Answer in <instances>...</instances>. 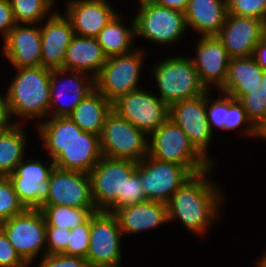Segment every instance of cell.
<instances>
[{"label": "cell", "mask_w": 266, "mask_h": 267, "mask_svg": "<svg viewBox=\"0 0 266 267\" xmlns=\"http://www.w3.org/2000/svg\"><path fill=\"white\" fill-rule=\"evenodd\" d=\"M29 26L16 24L4 40V54L16 68L41 66V28Z\"/></svg>", "instance_id": "obj_22"}, {"label": "cell", "mask_w": 266, "mask_h": 267, "mask_svg": "<svg viewBox=\"0 0 266 267\" xmlns=\"http://www.w3.org/2000/svg\"><path fill=\"white\" fill-rule=\"evenodd\" d=\"M259 265L257 267H266V254L259 260Z\"/></svg>", "instance_id": "obj_49"}, {"label": "cell", "mask_w": 266, "mask_h": 267, "mask_svg": "<svg viewBox=\"0 0 266 267\" xmlns=\"http://www.w3.org/2000/svg\"><path fill=\"white\" fill-rule=\"evenodd\" d=\"M136 170L146 200L164 204L193 176L184 166L162 162L149 155L138 162Z\"/></svg>", "instance_id": "obj_11"}, {"label": "cell", "mask_w": 266, "mask_h": 267, "mask_svg": "<svg viewBox=\"0 0 266 267\" xmlns=\"http://www.w3.org/2000/svg\"><path fill=\"white\" fill-rule=\"evenodd\" d=\"M26 161L22 160L8 178L26 209H40L47 201L49 178L55 164L51 160L49 165L45 167L38 160L28 159Z\"/></svg>", "instance_id": "obj_16"}, {"label": "cell", "mask_w": 266, "mask_h": 267, "mask_svg": "<svg viewBox=\"0 0 266 267\" xmlns=\"http://www.w3.org/2000/svg\"><path fill=\"white\" fill-rule=\"evenodd\" d=\"M248 123L249 126L245 127L243 134L247 136H255L256 127L248 119L247 114L242 104L228 95V112L226 113V130H233L240 127L243 123Z\"/></svg>", "instance_id": "obj_36"}, {"label": "cell", "mask_w": 266, "mask_h": 267, "mask_svg": "<svg viewBox=\"0 0 266 267\" xmlns=\"http://www.w3.org/2000/svg\"><path fill=\"white\" fill-rule=\"evenodd\" d=\"M197 57L191 59L198 71L202 84L209 90V85H215L219 90L224 86L230 57L216 36H201L196 46Z\"/></svg>", "instance_id": "obj_19"}, {"label": "cell", "mask_w": 266, "mask_h": 267, "mask_svg": "<svg viewBox=\"0 0 266 267\" xmlns=\"http://www.w3.org/2000/svg\"><path fill=\"white\" fill-rule=\"evenodd\" d=\"M66 73H68L69 76L67 80L68 82H64V84H62V89L58 90V87L61 85H59L58 79L61 75H65ZM87 76H83V72H76L72 70L69 72V70L63 68L51 70L49 112L52 113V117H69L75 107L95 89V79L90 74ZM63 96H66V98L68 96L70 97V101L68 98L66 99L69 101V105H66L63 101Z\"/></svg>", "instance_id": "obj_18"}, {"label": "cell", "mask_w": 266, "mask_h": 267, "mask_svg": "<svg viewBox=\"0 0 266 267\" xmlns=\"http://www.w3.org/2000/svg\"><path fill=\"white\" fill-rule=\"evenodd\" d=\"M227 14L226 0H189L185 11L186 24L201 36L217 35Z\"/></svg>", "instance_id": "obj_25"}, {"label": "cell", "mask_w": 266, "mask_h": 267, "mask_svg": "<svg viewBox=\"0 0 266 267\" xmlns=\"http://www.w3.org/2000/svg\"><path fill=\"white\" fill-rule=\"evenodd\" d=\"M121 229L114 213L98 210L91 214L90 241L86 260L90 267H120Z\"/></svg>", "instance_id": "obj_8"}, {"label": "cell", "mask_w": 266, "mask_h": 267, "mask_svg": "<svg viewBox=\"0 0 266 267\" xmlns=\"http://www.w3.org/2000/svg\"><path fill=\"white\" fill-rule=\"evenodd\" d=\"M238 101L255 127L266 117V93L263 91L262 85L252 90L251 93L243 95Z\"/></svg>", "instance_id": "obj_33"}, {"label": "cell", "mask_w": 266, "mask_h": 267, "mask_svg": "<svg viewBox=\"0 0 266 267\" xmlns=\"http://www.w3.org/2000/svg\"><path fill=\"white\" fill-rule=\"evenodd\" d=\"M107 58L96 38L74 35L66 51L63 69L84 75L92 71L91 76L95 79Z\"/></svg>", "instance_id": "obj_24"}, {"label": "cell", "mask_w": 266, "mask_h": 267, "mask_svg": "<svg viewBox=\"0 0 266 267\" xmlns=\"http://www.w3.org/2000/svg\"><path fill=\"white\" fill-rule=\"evenodd\" d=\"M91 215L82 223L70 230L67 243V255L86 258L90 241Z\"/></svg>", "instance_id": "obj_34"}, {"label": "cell", "mask_w": 266, "mask_h": 267, "mask_svg": "<svg viewBox=\"0 0 266 267\" xmlns=\"http://www.w3.org/2000/svg\"><path fill=\"white\" fill-rule=\"evenodd\" d=\"M0 229L28 265L46 245V221L40 209H26L0 223Z\"/></svg>", "instance_id": "obj_12"}, {"label": "cell", "mask_w": 266, "mask_h": 267, "mask_svg": "<svg viewBox=\"0 0 266 267\" xmlns=\"http://www.w3.org/2000/svg\"><path fill=\"white\" fill-rule=\"evenodd\" d=\"M140 2V7L148 5V4H154L157 2V0H138Z\"/></svg>", "instance_id": "obj_47"}, {"label": "cell", "mask_w": 266, "mask_h": 267, "mask_svg": "<svg viewBox=\"0 0 266 267\" xmlns=\"http://www.w3.org/2000/svg\"><path fill=\"white\" fill-rule=\"evenodd\" d=\"M54 0H10L17 24H37L47 15Z\"/></svg>", "instance_id": "obj_31"}, {"label": "cell", "mask_w": 266, "mask_h": 267, "mask_svg": "<svg viewBox=\"0 0 266 267\" xmlns=\"http://www.w3.org/2000/svg\"><path fill=\"white\" fill-rule=\"evenodd\" d=\"M38 267H90V265L84 257L59 253L42 255Z\"/></svg>", "instance_id": "obj_39"}, {"label": "cell", "mask_w": 266, "mask_h": 267, "mask_svg": "<svg viewBox=\"0 0 266 267\" xmlns=\"http://www.w3.org/2000/svg\"><path fill=\"white\" fill-rule=\"evenodd\" d=\"M266 35V23L260 19L227 14L216 35L230 58L251 57L256 45Z\"/></svg>", "instance_id": "obj_17"}, {"label": "cell", "mask_w": 266, "mask_h": 267, "mask_svg": "<svg viewBox=\"0 0 266 267\" xmlns=\"http://www.w3.org/2000/svg\"><path fill=\"white\" fill-rule=\"evenodd\" d=\"M21 124L0 130V176L8 177L24 159L26 136Z\"/></svg>", "instance_id": "obj_29"}, {"label": "cell", "mask_w": 266, "mask_h": 267, "mask_svg": "<svg viewBox=\"0 0 266 267\" xmlns=\"http://www.w3.org/2000/svg\"><path fill=\"white\" fill-rule=\"evenodd\" d=\"M263 91L266 93V70L264 71L261 84Z\"/></svg>", "instance_id": "obj_48"}, {"label": "cell", "mask_w": 266, "mask_h": 267, "mask_svg": "<svg viewBox=\"0 0 266 267\" xmlns=\"http://www.w3.org/2000/svg\"><path fill=\"white\" fill-rule=\"evenodd\" d=\"M252 57L258 63V65L265 71L266 70V35L256 45Z\"/></svg>", "instance_id": "obj_44"}, {"label": "cell", "mask_w": 266, "mask_h": 267, "mask_svg": "<svg viewBox=\"0 0 266 267\" xmlns=\"http://www.w3.org/2000/svg\"><path fill=\"white\" fill-rule=\"evenodd\" d=\"M55 167L89 173L103 157L98 135L82 131L69 117L37 124Z\"/></svg>", "instance_id": "obj_1"}, {"label": "cell", "mask_w": 266, "mask_h": 267, "mask_svg": "<svg viewBox=\"0 0 266 267\" xmlns=\"http://www.w3.org/2000/svg\"><path fill=\"white\" fill-rule=\"evenodd\" d=\"M19 256L8 237L0 229V267H28Z\"/></svg>", "instance_id": "obj_40"}, {"label": "cell", "mask_w": 266, "mask_h": 267, "mask_svg": "<svg viewBox=\"0 0 266 267\" xmlns=\"http://www.w3.org/2000/svg\"><path fill=\"white\" fill-rule=\"evenodd\" d=\"M138 162L130 159L102 157L89 172L91 194L97 210L114 212L124 202L128 177Z\"/></svg>", "instance_id": "obj_5"}, {"label": "cell", "mask_w": 266, "mask_h": 267, "mask_svg": "<svg viewBox=\"0 0 266 267\" xmlns=\"http://www.w3.org/2000/svg\"><path fill=\"white\" fill-rule=\"evenodd\" d=\"M112 110L148 137L169 118V106L141 88L119 96L112 102Z\"/></svg>", "instance_id": "obj_9"}, {"label": "cell", "mask_w": 266, "mask_h": 267, "mask_svg": "<svg viewBox=\"0 0 266 267\" xmlns=\"http://www.w3.org/2000/svg\"><path fill=\"white\" fill-rule=\"evenodd\" d=\"M134 23L135 36H142L156 44L177 42L188 28L184 12L156 3L140 7Z\"/></svg>", "instance_id": "obj_13"}, {"label": "cell", "mask_w": 266, "mask_h": 267, "mask_svg": "<svg viewBox=\"0 0 266 267\" xmlns=\"http://www.w3.org/2000/svg\"><path fill=\"white\" fill-rule=\"evenodd\" d=\"M16 69L18 74L6 92L11 116L45 118L50 108L51 70L42 66Z\"/></svg>", "instance_id": "obj_3"}, {"label": "cell", "mask_w": 266, "mask_h": 267, "mask_svg": "<svg viewBox=\"0 0 266 267\" xmlns=\"http://www.w3.org/2000/svg\"><path fill=\"white\" fill-rule=\"evenodd\" d=\"M211 169L193 175L172 195L166 204L169 222L178 218L193 233L206 232L223 199L221 189L206 177Z\"/></svg>", "instance_id": "obj_2"}, {"label": "cell", "mask_w": 266, "mask_h": 267, "mask_svg": "<svg viewBox=\"0 0 266 267\" xmlns=\"http://www.w3.org/2000/svg\"><path fill=\"white\" fill-rule=\"evenodd\" d=\"M74 35L70 19L66 15L52 13L41 28V66L50 70L62 69Z\"/></svg>", "instance_id": "obj_20"}, {"label": "cell", "mask_w": 266, "mask_h": 267, "mask_svg": "<svg viewBox=\"0 0 266 267\" xmlns=\"http://www.w3.org/2000/svg\"><path fill=\"white\" fill-rule=\"evenodd\" d=\"M156 4L185 13L189 0H157Z\"/></svg>", "instance_id": "obj_45"}, {"label": "cell", "mask_w": 266, "mask_h": 267, "mask_svg": "<svg viewBox=\"0 0 266 267\" xmlns=\"http://www.w3.org/2000/svg\"><path fill=\"white\" fill-rule=\"evenodd\" d=\"M111 111L112 102L95 88L75 107L69 118L82 131L100 136Z\"/></svg>", "instance_id": "obj_27"}, {"label": "cell", "mask_w": 266, "mask_h": 267, "mask_svg": "<svg viewBox=\"0 0 266 267\" xmlns=\"http://www.w3.org/2000/svg\"><path fill=\"white\" fill-rule=\"evenodd\" d=\"M120 18L117 13L96 37L107 57L124 55L135 50H132V40L135 38L134 19L131 28H127L121 23Z\"/></svg>", "instance_id": "obj_28"}, {"label": "cell", "mask_w": 266, "mask_h": 267, "mask_svg": "<svg viewBox=\"0 0 266 267\" xmlns=\"http://www.w3.org/2000/svg\"><path fill=\"white\" fill-rule=\"evenodd\" d=\"M66 16L75 35L96 38L117 14L106 0H69Z\"/></svg>", "instance_id": "obj_21"}, {"label": "cell", "mask_w": 266, "mask_h": 267, "mask_svg": "<svg viewBox=\"0 0 266 267\" xmlns=\"http://www.w3.org/2000/svg\"><path fill=\"white\" fill-rule=\"evenodd\" d=\"M145 201L147 200L140 181V175L137 170H135L131 176L128 177L125 202L118 209Z\"/></svg>", "instance_id": "obj_41"}, {"label": "cell", "mask_w": 266, "mask_h": 267, "mask_svg": "<svg viewBox=\"0 0 266 267\" xmlns=\"http://www.w3.org/2000/svg\"><path fill=\"white\" fill-rule=\"evenodd\" d=\"M209 91H207V104H206V114L208 123L210 125L211 131L213 132V126L219 129L226 130V113L228 112V95L224 94L225 97L212 100L209 96ZM212 101V102H211ZM210 103V104H209Z\"/></svg>", "instance_id": "obj_37"}, {"label": "cell", "mask_w": 266, "mask_h": 267, "mask_svg": "<svg viewBox=\"0 0 266 267\" xmlns=\"http://www.w3.org/2000/svg\"><path fill=\"white\" fill-rule=\"evenodd\" d=\"M11 113L7 95L2 97L0 95V130L8 129L13 127L16 123H10Z\"/></svg>", "instance_id": "obj_43"}, {"label": "cell", "mask_w": 266, "mask_h": 267, "mask_svg": "<svg viewBox=\"0 0 266 267\" xmlns=\"http://www.w3.org/2000/svg\"><path fill=\"white\" fill-rule=\"evenodd\" d=\"M255 137H262L266 139V117L264 120L256 127Z\"/></svg>", "instance_id": "obj_46"}, {"label": "cell", "mask_w": 266, "mask_h": 267, "mask_svg": "<svg viewBox=\"0 0 266 267\" xmlns=\"http://www.w3.org/2000/svg\"><path fill=\"white\" fill-rule=\"evenodd\" d=\"M264 70L251 57L230 58L227 79L219 90L239 100L260 86Z\"/></svg>", "instance_id": "obj_26"}, {"label": "cell", "mask_w": 266, "mask_h": 267, "mask_svg": "<svg viewBox=\"0 0 266 267\" xmlns=\"http://www.w3.org/2000/svg\"><path fill=\"white\" fill-rule=\"evenodd\" d=\"M57 205L96 208L92 199L89 173L55 167L49 178L47 201L42 206Z\"/></svg>", "instance_id": "obj_15"}, {"label": "cell", "mask_w": 266, "mask_h": 267, "mask_svg": "<svg viewBox=\"0 0 266 267\" xmlns=\"http://www.w3.org/2000/svg\"><path fill=\"white\" fill-rule=\"evenodd\" d=\"M147 135L128 120L111 111L99 136L104 157L142 161L148 156Z\"/></svg>", "instance_id": "obj_7"}, {"label": "cell", "mask_w": 266, "mask_h": 267, "mask_svg": "<svg viewBox=\"0 0 266 267\" xmlns=\"http://www.w3.org/2000/svg\"><path fill=\"white\" fill-rule=\"evenodd\" d=\"M16 24L10 0H0V32L4 40Z\"/></svg>", "instance_id": "obj_42"}, {"label": "cell", "mask_w": 266, "mask_h": 267, "mask_svg": "<svg viewBox=\"0 0 266 267\" xmlns=\"http://www.w3.org/2000/svg\"><path fill=\"white\" fill-rule=\"evenodd\" d=\"M26 208L19 200L8 177L0 176V223L24 212Z\"/></svg>", "instance_id": "obj_32"}, {"label": "cell", "mask_w": 266, "mask_h": 267, "mask_svg": "<svg viewBox=\"0 0 266 267\" xmlns=\"http://www.w3.org/2000/svg\"><path fill=\"white\" fill-rule=\"evenodd\" d=\"M113 213L119 221L122 234H137L169 222L167 205L149 200L116 209Z\"/></svg>", "instance_id": "obj_23"}, {"label": "cell", "mask_w": 266, "mask_h": 267, "mask_svg": "<svg viewBox=\"0 0 266 267\" xmlns=\"http://www.w3.org/2000/svg\"><path fill=\"white\" fill-rule=\"evenodd\" d=\"M41 212L46 221V227H62L73 229L82 224L96 208H73L64 205L41 206Z\"/></svg>", "instance_id": "obj_30"}, {"label": "cell", "mask_w": 266, "mask_h": 267, "mask_svg": "<svg viewBox=\"0 0 266 267\" xmlns=\"http://www.w3.org/2000/svg\"><path fill=\"white\" fill-rule=\"evenodd\" d=\"M160 95L168 106L175 102L198 97L208 90L202 84L191 58L174 56L159 62L154 68Z\"/></svg>", "instance_id": "obj_6"}, {"label": "cell", "mask_w": 266, "mask_h": 267, "mask_svg": "<svg viewBox=\"0 0 266 267\" xmlns=\"http://www.w3.org/2000/svg\"><path fill=\"white\" fill-rule=\"evenodd\" d=\"M227 13L241 17H251L266 23V0H226Z\"/></svg>", "instance_id": "obj_35"}, {"label": "cell", "mask_w": 266, "mask_h": 267, "mask_svg": "<svg viewBox=\"0 0 266 267\" xmlns=\"http://www.w3.org/2000/svg\"><path fill=\"white\" fill-rule=\"evenodd\" d=\"M143 56L142 50L136 49L128 54L108 57L95 78V88L111 102L140 89L138 80Z\"/></svg>", "instance_id": "obj_10"}, {"label": "cell", "mask_w": 266, "mask_h": 267, "mask_svg": "<svg viewBox=\"0 0 266 267\" xmlns=\"http://www.w3.org/2000/svg\"><path fill=\"white\" fill-rule=\"evenodd\" d=\"M70 236V229L62 227H46V246L44 255L59 254L67 255V243Z\"/></svg>", "instance_id": "obj_38"}, {"label": "cell", "mask_w": 266, "mask_h": 267, "mask_svg": "<svg viewBox=\"0 0 266 267\" xmlns=\"http://www.w3.org/2000/svg\"><path fill=\"white\" fill-rule=\"evenodd\" d=\"M149 136L148 155L156 160L184 166L192 175L214 167L169 118Z\"/></svg>", "instance_id": "obj_4"}, {"label": "cell", "mask_w": 266, "mask_h": 267, "mask_svg": "<svg viewBox=\"0 0 266 267\" xmlns=\"http://www.w3.org/2000/svg\"><path fill=\"white\" fill-rule=\"evenodd\" d=\"M207 92L169 106V119L177 124L189 138L193 146L212 164L215 162L207 156V146L211 141V131L206 114Z\"/></svg>", "instance_id": "obj_14"}]
</instances>
